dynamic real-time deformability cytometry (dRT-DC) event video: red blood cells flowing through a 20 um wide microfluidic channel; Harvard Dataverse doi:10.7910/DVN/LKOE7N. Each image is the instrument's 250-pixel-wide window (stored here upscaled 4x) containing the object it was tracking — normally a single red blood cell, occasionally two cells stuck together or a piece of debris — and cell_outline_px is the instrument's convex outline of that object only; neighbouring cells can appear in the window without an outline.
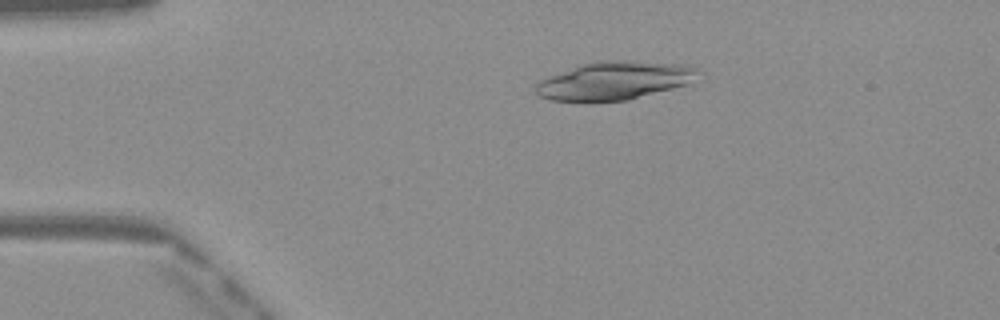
{"species": "Egyptian fruit bat (a non-hibernating species)", "species_latin": "Rousettus aegyptiacus", "temperature_condition": "warm", "stored_images_in_passage": 40, "camera_frame_rate_fps": 3000, "um_per_image_px": 0.085, "frame": {"image": 1, "passage_image": 1, "time_ms": 0.0, "image_size_px": [1000, 320], "cell_outline_px": [[704, 72], [688, 84], [628, 100], [552, 100], [540, 96], [536, 92], [536, 84], [540, 80], [548, 76], [580, 64], [600, 60], [612, 60], [680, 64], [696, 68]], "centroid_in_image_um": [52.25, 6.84], "position_along_channel_um": 32.7, "area_um2": 35.66}}